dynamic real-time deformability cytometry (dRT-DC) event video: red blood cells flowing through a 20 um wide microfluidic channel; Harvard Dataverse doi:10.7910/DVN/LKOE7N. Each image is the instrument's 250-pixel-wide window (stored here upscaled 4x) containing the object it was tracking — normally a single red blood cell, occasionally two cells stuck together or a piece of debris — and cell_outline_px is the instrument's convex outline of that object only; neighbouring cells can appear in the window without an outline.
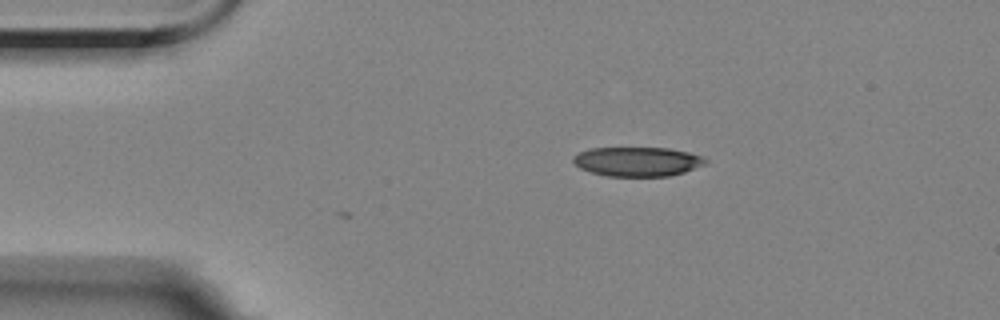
{"species": "Egyptian fruit bat (a non-hibernating species)", "species_latin": "Rousettus aegyptiacus", "temperature_condition": "room temperature", "stored_images_in_passage": 2, "camera_frame_rate_fps": 3000, "um_per_image_px": 0.085, "animal": {"sex": "female"}, "frame": {"image": 1, "passage_image": 2, "time_ms": 1.0, "image_size_px": [1000, 320], "cell_outline_px": [[708, 164], [684, 172], [668, 176], [608, 176], [592, 172], [580, 168], [572, 160], [572, 156], [588, 148], [668, 148], [688, 152], [700, 156], [708, 160]], "centroid_in_image_um": [54.19, 13.73], "position_along_channel_um": 30.8, "area_um2": 22.6}}